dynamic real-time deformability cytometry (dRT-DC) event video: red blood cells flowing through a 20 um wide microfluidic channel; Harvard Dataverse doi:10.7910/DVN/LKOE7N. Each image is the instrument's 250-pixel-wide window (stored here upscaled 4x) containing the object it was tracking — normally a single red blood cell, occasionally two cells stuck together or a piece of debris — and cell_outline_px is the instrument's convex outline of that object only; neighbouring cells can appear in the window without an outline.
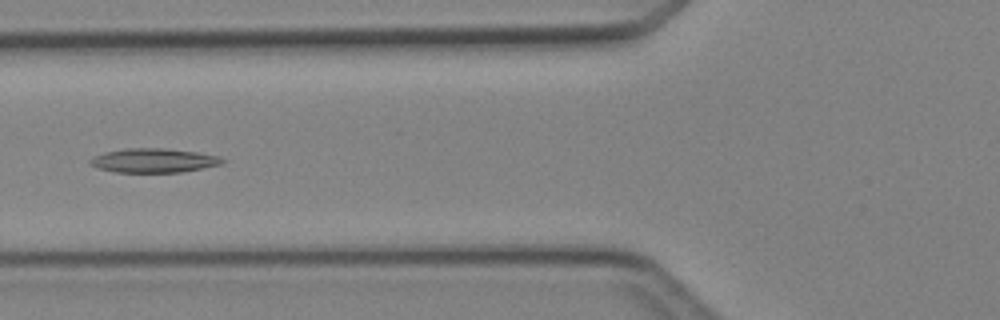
{"species": "Egyptian fruit bat (a non-hibernating species)", "species_latin": "Rousettus aegyptiacus", "temperature_condition": "cold", "stored_images_in_passage": 6, "camera_frame_rate_fps": 3000, "um_per_image_px": 0.085, "animal": {"sex": "female"}, "frame": {"image": 1, "passage_image": 5, "time_ms": 4.667, "image_size_px": [1000, 320], "cell_outline_px": [[228, 160], [224, 164], [180, 172], [116, 172], [100, 168], [88, 164], [88, 160], [92, 156], [104, 152], [124, 148], [168, 148], [196, 152], [220, 156]], "centroid_in_image_um": [13.08, 13.63], "position_along_channel_um": 112.7, "area_um2": 18.84}}
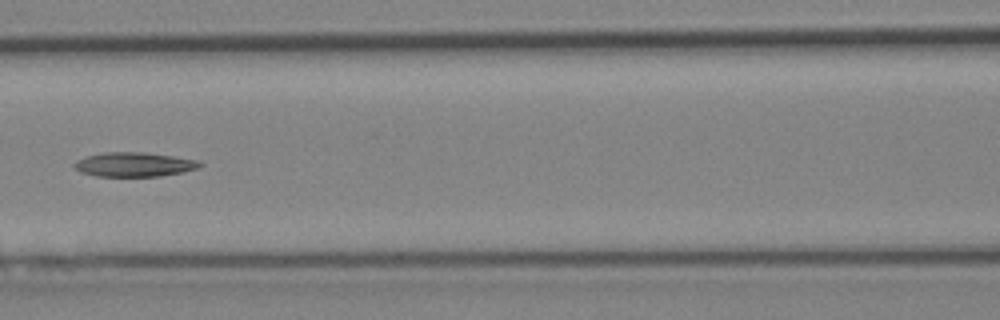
{"frame": {"image": 2, "passage_image": 6, "time_ms": 5.667, "image_size_px": [1000, 320], "cell_outline_px": [[204, 164], [200, 168], [160, 176], [96, 176], [80, 172], [72, 164], [76, 160], [88, 156], [104, 152], [140, 152], [172, 156], [196, 160]], "centroid_in_image_um": [11.39, 13.98], "position_along_channel_um": 155.2, "area_um2": 17.63}}